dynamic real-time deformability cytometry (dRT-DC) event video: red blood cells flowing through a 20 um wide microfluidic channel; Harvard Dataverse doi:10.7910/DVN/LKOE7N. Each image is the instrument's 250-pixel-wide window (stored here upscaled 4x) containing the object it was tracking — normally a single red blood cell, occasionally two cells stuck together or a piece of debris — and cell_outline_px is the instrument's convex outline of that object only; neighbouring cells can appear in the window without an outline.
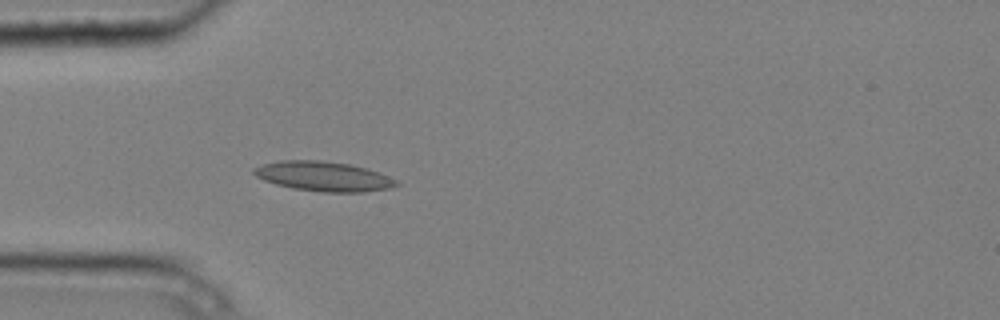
{"species": "common noctule bat (a hibernating species)", "species_latin": "Nyctalus noctula", "temperature_condition": "cold", "stored_images_in_passage": 2, "camera_frame_rate_fps": 3000, "um_per_image_px": 0.085, "animal": {"sex": "male", "body_mass_g": 20.4}, "frame": {"image": 1, "passage_image": 2, "time_ms": 0.333, "image_size_px": [1000, 320], "cell_outline_px": [[400, 184], [392, 188], [364, 192], [324, 192], [292, 188], [276, 184], [264, 180], [256, 176], [252, 172], [252, 168], [264, 164], [280, 160], [320, 160], [348, 164], [368, 168], [380, 172], [396, 180]], "centroid_in_image_um": [27.52, 14.99], "position_along_channel_um": 57.5, "area_um2": 24.74}}